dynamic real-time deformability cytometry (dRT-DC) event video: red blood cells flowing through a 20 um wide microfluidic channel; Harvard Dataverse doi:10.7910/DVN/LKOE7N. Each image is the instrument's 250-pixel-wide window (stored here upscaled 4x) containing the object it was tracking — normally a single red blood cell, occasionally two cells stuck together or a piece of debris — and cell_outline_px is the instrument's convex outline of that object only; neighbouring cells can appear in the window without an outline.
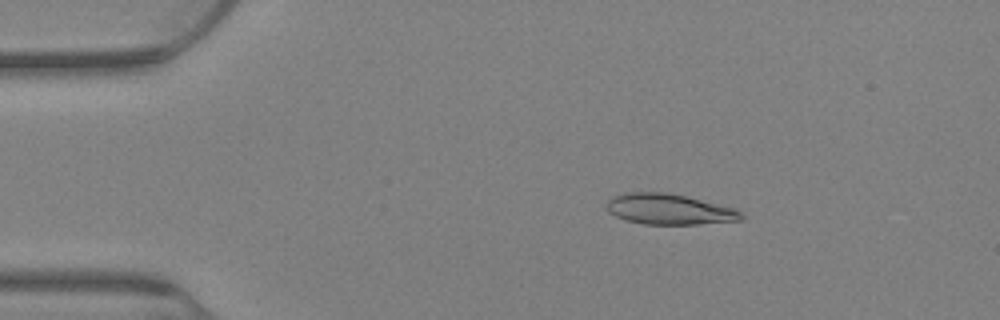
{"species": "Egyptian fruit bat (a non-hibernating species)", "species_latin": "Rousettus aegyptiacus", "temperature_condition": "warm", "stored_images_in_passage": 78, "camera_frame_rate_fps": 3000, "um_per_image_px": 0.085, "animal": {"sex": "female"}, "frame": {"image": 1, "passage_image": 14, "time_ms": 4.333, "image_size_px": [1000, 320], "cell_outline_px": [[744, 220], [696, 224], [644, 224], [624, 220], [608, 212], [604, 208], [608, 200], [612, 196], [624, 192], [668, 192], [736, 208], [744, 216]], "centroid_in_image_um": [56.84, 17.78], "position_along_channel_um": 28.2, "area_um2": 24.28}}
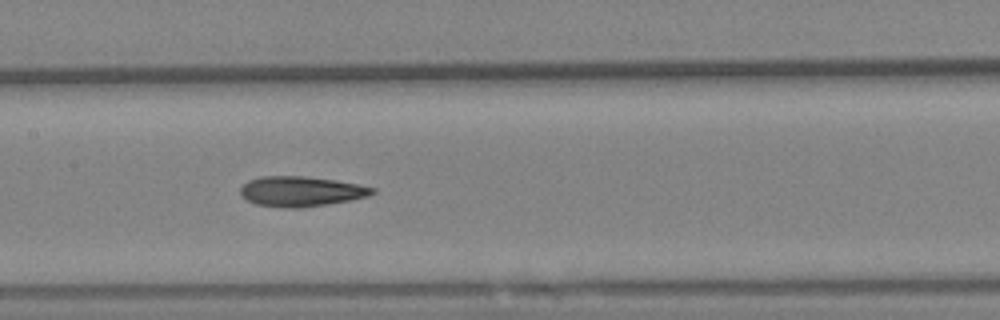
{"frame": {"image": 2, "passage_image": 39, "time_ms": 12.667, "image_size_px": [1000, 320], "cell_outline_px": [[376, 192], [368, 196], [352, 200], [328, 204], [296, 208], [284, 208], [256, 204], [240, 196], [240, 188], [248, 180], [260, 176], [304, 176], [336, 180], [376, 188]], "centroid_in_image_um": [25.58, 16.26], "position_along_channel_um": 181.8, "area_um2": 23.24}}
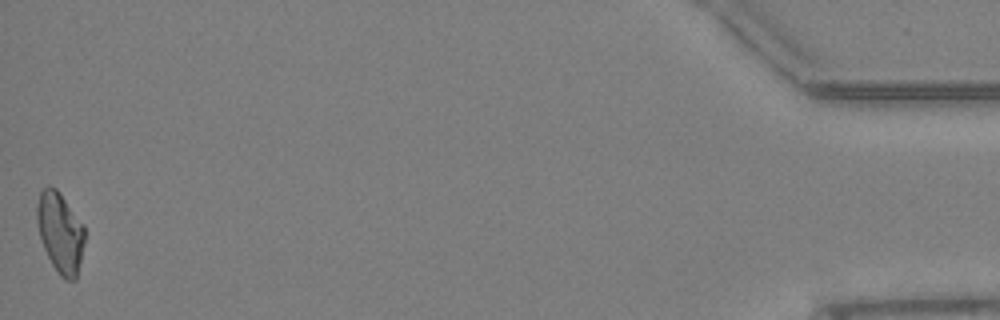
{"frame": {"image": 3, "passage_image": 78, "time_ms": 25.667, "image_size_px": [1000, 320], "cell_outline_px": [[84, 244], [76, 280], [64, 280], [60, 276], [52, 264], [44, 248], [40, 236], [36, 220], [36, 204], [40, 192], [48, 184], [56, 188], [60, 192], [84, 224]], "centroid_in_image_um": [5.11, 19.74], "position_along_channel_um": 430.1, "area_um2": 22.54}, "authors_computed_cell_mechanics": {"area_um2": 23.0622, "velocity_mm_per_s": 2.6381, "shape_relaxation_time_tau1_ms": null, "shape_relaxation_time_tau2_ms": 4.3187, "deformation_change_tau1": null, "deformation_change_tau2": 0.1059}}